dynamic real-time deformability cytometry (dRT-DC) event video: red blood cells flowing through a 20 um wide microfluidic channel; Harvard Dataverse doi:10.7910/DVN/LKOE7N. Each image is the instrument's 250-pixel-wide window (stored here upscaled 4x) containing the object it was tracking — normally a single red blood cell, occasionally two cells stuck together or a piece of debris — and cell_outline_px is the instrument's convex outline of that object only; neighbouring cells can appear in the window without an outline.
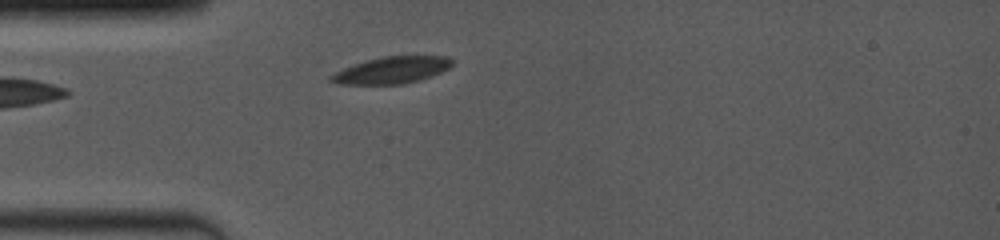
{"species": "common noctule bat (a hibernating species)", "species_latin": "Nyctalus noctula", "temperature_condition": "room temperature", "stored_images_in_passage": 48, "camera_frame_rate_fps": 4000, "um_per_image_px": 0.085, "animal": {"sex": "female", "body_mass_g": 19.0, "forearm_length_mm": 53.3}, "frame": {"image": 1, "passage_image": 1, "time_ms": 0.0, "image_size_px": [1000, 240], "cell_outline_px": [[452, 64], [448, 68], [432, 76], [420, 80], [404, 84], [340, 84], [328, 80], [328, 76], [344, 68], [364, 60], [384, 56], [448, 56], [452, 60]], "centroid_in_image_um": [33.29, 5.96], "position_along_channel_um": 51.7, "area_um2": 18.9}}
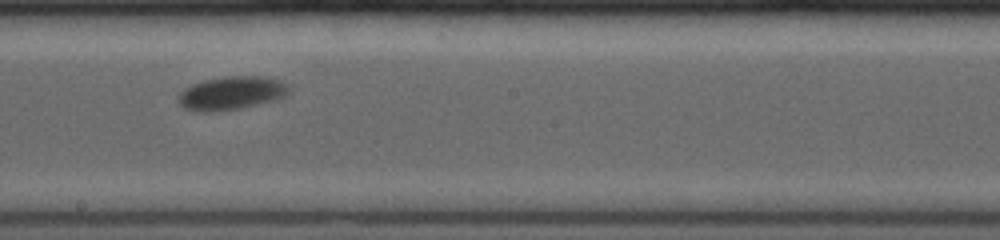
{"frame": {"image": 2, "passage_image": 30, "time_ms": 4.75, "image_size_px": [1000, 240], "cell_outline_px": [[288, 92], [280, 100], [240, 108], [216, 112], [196, 112], [184, 108], [176, 100], [180, 92], [184, 88], [192, 84], [204, 80], [228, 76], [264, 76], [280, 80], [288, 84]], "centroid_in_image_um": [19.66, 7.93], "position_along_channel_um": 228.5, "area_um2": 21.91}}
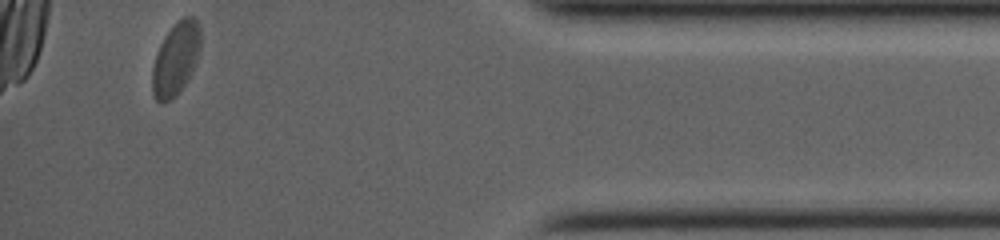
{"frame": {"image": 3, "passage_image": 48, "time_ms": 10.5, "image_size_px": [1000, 240], "cell_outline_px": [[200, 48], [196, 60], [184, 84], [168, 100], [156, 100], [152, 92], [152, 68], [156, 52], [164, 36], [176, 20], [184, 16], [192, 16], [196, 20], [200, 28]], "centroid_in_image_um": [14.92, 4.9], "position_along_channel_um": 420.3, "area_um2": 20.0}, "authors_computed_cell_mechanics": {"area_um2": 20.5768, "velocity_mm_per_s": 3.9171, "shape_relaxation_time_tau1_ms": 3.3734, "shape_relaxation_time_tau2_ms": null, "deformation_change_tau1": 0.109, "deformation_change_tau2": null}}